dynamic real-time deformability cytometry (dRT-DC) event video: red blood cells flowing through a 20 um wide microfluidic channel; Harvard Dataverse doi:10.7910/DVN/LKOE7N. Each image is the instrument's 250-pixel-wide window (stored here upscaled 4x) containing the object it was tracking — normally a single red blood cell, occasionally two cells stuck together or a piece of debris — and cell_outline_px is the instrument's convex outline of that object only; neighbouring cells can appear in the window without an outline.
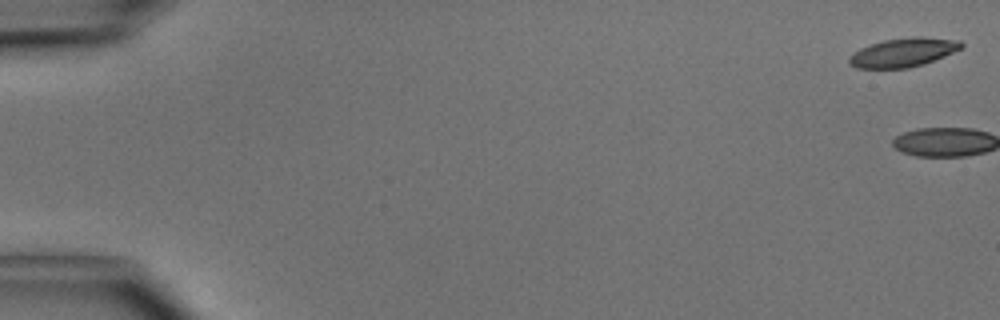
{"species": "common noctule bat (a hibernating species)", "species_latin": "Nyctalus noctula", "temperature_condition": "cold", "stored_images_in_passage": 2, "camera_frame_rate_fps": 3000, "um_per_image_px": 0.085, "animal": {"sex": "male", "body_mass_g": 15.6}, "frame": {"image": 1, "passage_image": 1, "time_ms": 0.0, "image_size_px": [1000, 320], "cell_outline_px": [[964, 44], [960, 48], [944, 56], [924, 64], [908, 68], [856, 68], [848, 64], [848, 56], [860, 48], [884, 40], [912, 36], [920, 36], [960, 40]], "centroid_in_image_um": [76.75, 4.45], "position_along_channel_um": 8.3, "area_um2": 18.9}}